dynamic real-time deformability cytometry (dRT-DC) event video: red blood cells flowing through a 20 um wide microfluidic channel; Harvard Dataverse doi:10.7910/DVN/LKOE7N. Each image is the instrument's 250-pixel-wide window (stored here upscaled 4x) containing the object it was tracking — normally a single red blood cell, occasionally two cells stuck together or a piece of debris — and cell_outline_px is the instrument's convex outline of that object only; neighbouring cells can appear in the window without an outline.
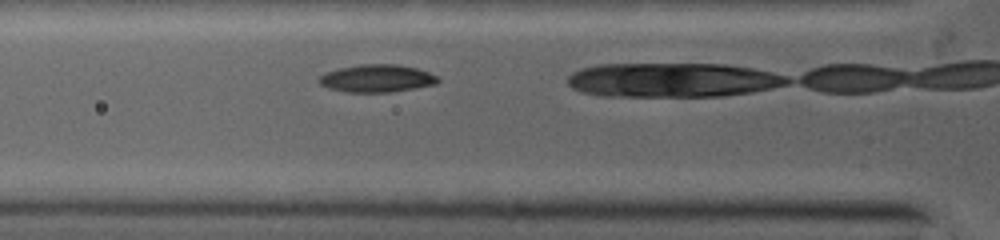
{"species": "common noctule bat (a hibernating species)", "species_latin": "Nyctalus noctula", "temperature_condition": "warm", "stored_images_in_passage": 12, "camera_frame_rate_fps": 5000, "um_per_image_px": 0.085, "animal": {"sex": "female", "body_mass_g": 19.0, "forearm_length_mm": 53.3}, "frame": {"image": 1, "passage_image": 3, "time_ms": 0.8, "image_size_px": [1000, 240], "cell_outline_px": [[440, 80], [436, 84], [388, 92], [348, 92], [328, 88], [320, 84], [320, 76], [328, 72], [340, 68], [360, 64], [396, 64], [416, 68], [428, 72], [436, 76]], "centroid_in_image_um": [32.04, 6.66], "position_along_channel_um": 93.8, "area_um2": 18.79}}